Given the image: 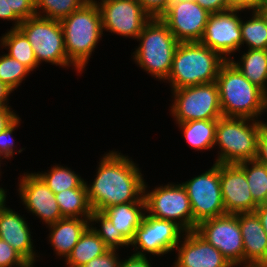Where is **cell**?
I'll use <instances>...</instances> for the list:
<instances>
[{"label":"cell","mask_w":267,"mask_h":267,"mask_svg":"<svg viewBox=\"0 0 267 267\" xmlns=\"http://www.w3.org/2000/svg\"><path fill=\"white\" fill-rule=\"evenodd\" d=\"M121 153L110 151L99 162L92 185L87 184L92 211L102 212L115 205L145 202L144 180L136 163Z\"/></svg>","instance_id":"cell-1"},{"label":"cell","mask_w":267,"mask_h":267,"mask_svg":"<svg viewBox=\"0 0 267 267\" xmlns=\"http://www.w3.org/2000/svg\"><path fill=\"white\" fill-rule=\"evenodd\" d=\"M216 83L222 116L258 120L267 109V95L244 77L230 60L221 66Z\"/></svg>","instance_id":"cell-2"},{"label":"cell","mask_w":267,"mask_h":267,"mask_svg":"<svg viewBox=\"0 0 267 267\" xmlns=\"http://www.w3.org/2000/svg\"><path fill=\"white\" fill-rule=\"evenodd\" d=\"M68 60L82 72L102 37V21L97 1L89 0L80 9L60 20Z\"/></svg>","instance_id":"cell-3"},{"label":"cell","mask_w":267,"mask_h":267,"mask_svg":"<svg viewBox=\"0 0 267 267\" xmlns=\"http://www.w3.org/2000/svg\"><path fill=\"white\" fill-rule=\"evenodd\" d=\"M220 54L200 42L178 44L167 80L172 90L215 82L226 62Z\"/></svg>","instance_id":"cell-4"},{"label":"cell","mask_w":267,"mask_h":267,"mask_svg":"<svg viewBox=\"0 0 267 267\" xmlns=\"http://www.w3.org/2000/svg\"><path fill=\"white\" fill-rule=\"evenodd\" d=\"M137 39L141 43L133 55L136 64L157 79L167 80L180 43L167 24L161 18H151Z\"/></svg>","instance_id":"cell-5"},{"label":"cell","mask_w":267,"mask_h":267,"mask_svg":"<svg viewBox=\"0 0 267 267\" xmlns=\"http://www.w3.org/2000/svg\"><path fill=\"white\" fill-rule=\"evenodd\" d=\"M263 124L264 122L251 118L220 117L216 125L214 145L218 144L221 151L215 163L237 164L255 160L258 136Z\"/></svg>","instance_id":"cell-6"},{"label":"cell","mask_w":267,"mask_h":267,"mask_svg":"<svg viewBox=\"0 0 267 267\" xmlns=\"http://www.w3.org/2000/svg\"><path fill=\"white\" fill-rule=\"evenodd\" d=\"M28 38L37 63L42 61L70 67L64 45V33L60 20L33 16L22 20L18 27Z\"/></svg>","instance_id":"cell-7"},{"label":"cell","mask_w":267,"mask_h":267,"mask_svg":"<svg viewBox=\"0 0 267 267\" xmlns=\"http://www.w3.org/2000/svg\"><path fill=\"white\" fill-rule=\"evenodd\" d=\"M172 91L174 102L172 103L171 114L177 123L213 120L222 117L216 81Z\"/></svg>","instance_id":"cell-8"},{"label":"cell","mask_w":267,"mask_h":267,"mask_svg":"<svg viewBox=\"0 0 267 267\" xmlns=\"http://www.w3.org/2000/svg\"><path fill=\"white\" fill-rule=\"evenodd\" d=\"M144 184L145 212L157 219L174 221L185 232L193 230V214L190 199L182 184H167L146 192Z\"/></svg>","instance_id":"cell-9"},{"label":"cell","mask_w":267,"mask_h":267,"mask_svg":"<svg viewBox=\"0 0 267 267\" xmlns=\"http://www.w3.org/2000/svg\"><path fill=\"white\" fill-rule=\"evenodd\" d=\"M182 185L191 203L193 230L204 220L226 214L220 183V164L214 163L211 169Z\"/></svg>","instance_id":"cell-10"},{"label":"cell","mask_w":267,"mask_h":267,"mask_svg":"<svg viewBox=\"0 0 267 267\" xmlns=\"http://www.w3.org/2000/svg\"><path fill=\"white\" fill-rule=\"evenodd\" d=\"M195 231L217 248L233 267L244 264L243 239L237 214L204 220Z\"/></svg>","instance_id":"cell-11"},{"label":"cell","mask_w":267,"mask_h":267,"mask_svg":"<svg viewBox=\"0 0 267 267\" xmlns=\"http://www.w3.org/2000/svg\"><path fill=\"white\" fill-rule=\"evenodd\" d=\"M102 30L125 37L137 38L152 18L138 0H101L97 3Z\"/></svg>","instance_id":"cell-12"},{"label":"cell","mask_w":267,"mask_h":267,"mask_svg":"<svg viewBox=\"0 0 267 267\" xmlns=\"http://www.w3.org/2000/svg\"><path fill=\"white\" fill-rule=\"evenodd\" d=\"M181 232L185 231L174 221L157 219L146 214L130 242L137 251L133 254L138 256H145L146 252L152 255L167 254L176 248Z\"/></svg>","instance_id":"cell-13"},{"label":"cell","mask_w":267,"mask_h":267,"mask_svg":"<svg viewBox=\"0 0 267 267\" xmlns=\"http://www.w3.org/2000/svg\"><path fill=\"white\" fill-rule=\"evenodd\" d=\"M210 13L195 1H175L160 17L181 42H200Z\"/></svg>","instance_id":"cell-14"},{"label":"cell","mask_w":267,"mask_h":267,"mask_svg":"<svg viewBox=\"0 0 267 267\" xmlns=\"http://www.w3.org/2000/svg\"><path fill=\"white\" fill-rule=\"evenodd\" d=\"M237 12L239 11L229 9L210 14L200 40L202 45L214 50L227 61L231 58H228L230 53L239 51L242 42L241 18L237 16Z\"/></svg>","instance_id":"cell-15"},{"label":"cell","mask_w":267,"mask_h":267,"mask_svg":"<svg viewBox=\"0 0 267 267\" xmlns=\"http://www.w3.org/2000/svg\"><path fill=\"white\" fill-rule=\"evenodd\" d=\"M19 196L32 214L50 225L64 218L57 204L55 194L37 173H27L19 182Z\"/></svg>","instance_id":"cell-16"},{"label":"cell","mask_w":267,"mask_h":267,"mask_svg":"<svg viewBox=\"0 0 267 267\" xmlns=\"http://www.w3.org/2000/svg\"><path fill=\"white\" fill-rule=\"evenodd\" d=\"M220 183L226 214L254 212L258 205L249 190L245 171L238 164H220Z\"/></svg>","instance_id":"cell-17"},{"label":"cell","mask_w":267,"mask_h":267,"mask_svg":"<svg viewBox=\"0 0 267 267\" xmlns=\"http://www.w3.org/2000/svg\"><path fill=\"white\" fill-rule=\"evenodd\" d=\"M177 244V260L173 267H233L222 253L195 230L185 232Z\"/></svg>","instance_id":"cell-18"},{"label":"cell","mask_w":267,"mask_h":267,"mask_svg":"<svg viewBox=\"0 0 267 267\" xmlns=\"http://www.w3.org/2000/svg\"><path fill=\"white\" fill-rule=\"evenodd\" d=\"M5 202L0 203V239L10 244L33 267L38 256L33 250L30 228L20 214L5 207Z\"/></svg>","instance_id":"cell-19"},{"label":"cell","mask_w":267,"mask_h":267,"mask_svg":"<svg viewBox=\"0 0 267 267\" xmlns=\"http://www.w3.org/2000/svg\"><path fill=\"white\" fill-rule=\"evenodd\" d=\"M244 247V267L267 266V234L255 212L237 214Z\"/></svg>","instance_id":"cell-20"},{"label":"cell","mask_w":267,"mask_h":267,"mask_svg":"<svg viewBox=\"0 0 267 267\" xmlns=\"http://www.w3.org/2000/svg\"><path fill=\"white\" fill-rule=\"evenodd\" d=\"M89 218L64 217L56 223L48 225L50 228L49 242L60 257H67L71 254L73 247L89 227Z\"/></svg>","instance_id":"cell-21"},{"label":"cell","mask_w":267,"mask_h":267,"mask_svg":"<svg viewBox=\"0 0 267 267\" xmlns=\"http://www.w3.org/2000/svg\"><path fill=\"white\" fill-rule=\"evenodd\" d=\"M144 210H146L145 202H132L107 207L102 213L111 220L114 228L130 243L146 214L143 213Z\"/></svg>","instance_id":"cell-22"},{"label":"cell","mask_w":267,"mask_h":267,"mask_svg":"<svg viewBox=\"0 0 267 267\" xmlns=\"http://www.w3.org/2000/svg\"><path fill=\"white\" fill-rule=\"evenodd\" d=\"M230 61L244 77L267 95V50L248 49L240 58L241 62L232 58Z\"/></svg>","instance_id":"cell-23"},{"label":"cell","mask_w":267,"mask_h":267,"mask_svg":"<svg viewBox=\"0 0 267 267\" xmlns=\"http://www.w3.org/2000/svg\"><path fill=\"white\" fill-rule=\"evenodd\" d=\"M108 250L109 248L103 240L89 226L78 240V243L73 247L71 254L65 262L68 267H82Z\"/></svg>","instance_id":"cell-24"},{"label":"cell","mask_w":267,"mask_h":267,"mask_svg":"<svg viewBox=\"0 0 267 267\" xmlns=\"http://www.w3.org/2000/svg\"><path fill=\"white\" fill-rule=\"evenodd\" d=\"M55 198L63 217L90 218L92 209L88 201L86 182L79 188L67 189L55 194Z\"/></svg>","instance_id":"cell-25"},{"label":"cell","mask_w":267,"mask_h":267,"mask_svg":"<svg viewBox=\"0 0 267 267\" xmlns=\"http://www.w3.org/2000/svg\"><path fill=\"white\" fill-rule=\"evenodd\" d=\"M218 119L193 120L178 123L188 144L197 150H209L214 147Z\"/></svg>","instance_id":"cell-26"},{"label":"cell","mask_w":267,"mask_h":267,"mask_svg":"<svg viewBox=\"0 0 267 267\" xmlns=\"http://www.w3.org/2000/svg\"><path fill=\"white\" fill-rule=\"evenodd\" d=\"M0 42L3 47H8V55L11 58L18 60L30 71L38 67L39 64L35 58L34 50L28 38L19 28H11L2 36Z\"/></svg>","instance_id":"cell-27"},{"label":"cell","mask_w":267,"mask_h":267,"mask_svg":"<svg viewBox=\"0 0 267 267\" xmlns=\"http://www.w3.org/2000/svg\"><path fill=\"white\" fill-rule=\"evenodd\" d=\"M253 17L246 22L241 20L242 44L249 49L267 50V14L254 10Z\"/></svg>","instance_id":"cell-28"},{"label":"cell","mask_w":267,"mask_h":267,"mask_svg":"<svg viewBox=\"0 0 267 267\" xmlns=\"http://www.w3.org/2000/svg\"><path fill=\"white\" fill-rule=\"evenodd\" d=\"M246 174L249 190L257 205L267 203V166L255 160L237 163ZM251 165V166H248Z\"/></svg>","instance_id":"cell-29"},{"label":"cell","mask_w":267,"mask_h":267,"mask_svg":"<svg viewBox=\"0 0 267 267\" xmlns=\"http://www.w3.org/2000/svg\"><path fill=\"white\" fill-rule=\"evenodd\" d=\"M48 188L54 193H60L67 189L79 188L85 181L74 171L63 166H53L51 170L45 173H37Z\"/></svg>","instance_id":"cell-30"},{"label":"cell","mask_w":267,"mask_h":267,"mask_svg":"<svg viewBox=\"0 0 267 267\" xmlns=\"http://www.w3.org/2000/svg\"><path fill=\"white\" fill-rule=\"evenodd\" d=\"M88 1L89 0H35V12L36 16L42 18L61 20L80 9ZM40 9L43 11L41 12ZM40 12L46 15L43 14L42 16Z\"/></svg>","instance_id":"cell-31"},{"label":"cell","mask_w":267,"mask_h":267,"mask_svg":"<svg viewBox=\"0 0 267 267\" xmlns=\"http://www.w3.org/2000/svg\"><path fill=\"white\" fill-rule=\"evenodd\" d=\"M90 226L92 230L103 240L105 245L109 249H119L118 247L129 246L130 243L123 237V235L114 228L111 220L100 211H92L89 218ZM91 222H97L101 224V229L92 227Z\"/></svg>","instance_id":"cell-32"},{"label":"cell","mask_w":267,"mask_h":267,"mask_svg":"<svg viewBox=\"0 0 267 267\" xmlns=\"http://www.w3.org/2000/svg\"><path fill=\"white\" fill-rule=\"evenodd\" d=\"M31 71L8 54L0 56V81L13 91Z\"/></svg>","instance_id":"cell-33"},{"label":"cell","mask_w":267,"mask_h":267,"mask_svg":"<svg viewBox=\"0 0 267 267\" xmlns=\"http://www.w3.org/2000/svg\"><path fill=\"white\" fill-rule=\"evenodd\" d=\"M7 20L15 21L18 28L22 20L36 16L35 0H5Z\"/></svg>","instance_id":"cell-34"},{"label":"cell","mask_w":267,"mask_h":267,"mask_svg":"<svg viewBox=\"0 0 267 267\" xmlns=\"http://www.w3.org/2000/svg\"><path fill=\"white\" fill-rule=\"evenodd\" d=\"M32 267L13 247L0 239V267Z\"/></svg>","instance_id":"cell-35"},{"label":"cell","mask_w":267,"mask_h":267,"mask_svg":"<svg viewBox=\"0 0 267 267\" xmlns=\"http://www.w3.org/2000/svg\"><path fill=\"white\" fill-rule=\"evenodd\" d=\"M20 119V117H17L10 125H8L7 128L0 132V159L2 156V159H10V156L12 157L13 154L17 153V151L14 152V141L10 139L12 138L11 135L13 131L16 129V127L18 128Z\"/></svg>","instance_id":"cell-36"},{"label":"cell","mask_w":267,"mask_h":267,"mask_svg":"<svg viewBox=\"0 0 267 267\" xmlns=\"http://www.w3.org/2000/svg\"><path fill=\"white\" fill-rule=\"evenodd\" d=\"M116 250L109 249L104 254L95 257L82 267H119L120 261Z\"/></svg>","instance_id":"cell-37"},{"label":"cell","mask_w":267,"mask_h":267,"mask_svg":"<svg viewBox=\"0 0 267 267\" xmlns=\"http://www.w3.org/2000/svg\"><path fill=\"white\" fill-rule=\"evenodd\" d=\"M138 2L152 18H160L168 10L171 0H138Z\"/></svg>","instance_id":"cell-38"},{"label":"cell","mask_w":267,"mask_h":267,"mask_svg":"<svg viewBox=\"0 0 267 267\" xmlns=\"http://www.w3.org/2000/svg\"><path fill=\"white\" fill-rule=\"evenodd\" d=\"M256 160L267 166V123L262 125L258 136Z\"/></svg>","instance_id":"cell-39"},{"label":"cell","mask_w":267,"mask_h":267,"mask_svg":"<svg viewBox=\"0 0 267 267\" xmlns=\"http://www.w3.org/2000/svg\"><path fill=\"white\" fill-rule=\"evenodd\" d=\"M195 2L210 14L228 10L227 0H195Z\"/></svg>","instance_id":"cell-40"},{"label":"cell","mask_w":267,"mask_h":267,"mask_svg":"<svg viewBox=\"0 0 267 267\" xmlns=\"http://www.w3.org/2000/svg\"><path fill=\"white\" fill-rule=\"evenodd\" d=\"M259 0H227L228 10H257Z\"/></svg>","instance_id":"cell-41"},{"label":"cell","mask_w":267,"mask_h":267,"mask_svg":"<svg viewBox=\"0 0 267 267\" xmlns=\"http://www.w3.org/2000/svg\"><path fill=\"white\" fill-rule=\"evenodd\" d=\"M148 261L147 256L131 254L128 259L120 262L119 267H151V264Z\"/></svg>","instance_id":"cell-42"},{"label":"cell","mask_w":267,"mask_h":267,"mask_svg":"<svg viewBox=\"0 0 267 267\" xmlns=\"http://www.w3.org/2000/svg\"><path fill=\"white\" fill-rule=\"evenodd\" d=\"M18 117L11 108H0V132L8 127Z\"/></svg>","instance_id":"cell-43"},{"label":"cell","mask_w":267,"mask_h":267,"mask_svg":"<svg viewBox=\"0 0 267 267\" xmlns=\"http://www.w3.org/2000/svg\"><path fill=\"white\" fill-rule=\"evenodd\" d=\"M12 91L10 87L0 81V108H10L7 104V97Z\"/></svg>","instance_id":"cell-44"},{"label":"cell","mask_w":267,"mask_h":267,"mask_svg":"<svg viewBox=\"0 0 267 267\" xmlns=\"http://www.w3.org/2000/svg\"><path fill=\"white\" fill-rule=\"evenodd\" d=\"M254 212L258 216L261 222V225L263 226V229L265 230L267 234V203L258 205L256 209L254 210Z\"/></svg>","instance_id":"cell-45"},{"label":"cell","mask_w":267,"mask_h":267,"mask_svg":"<svg viewBox=\"0 0 267 267\" xmlns=\"http://www.w3.org/2000/svg\"><path fill=\"white\" fill-rule=\"evenodd\" d=\"M0 19L7 20L5 0H0Z\"/></svg>","instance_id":"cell-46"},{"label":"cell","mask_w":267,"mask_h":267,"mask_svg":"<svg viewBox=\"0 0 267 267\" xmlns=\"http://www.w3.org/2000/svg\"><path fill=\"white\" fill-rule=\"evenodd\" d=\"M257 10L266 12L267 11V0H259Z\"/></svg>","instance_id":"cell-47"},{"label":"cell","mask_w":267,"mask_h":267,"mask_svg":"<svg viewBox=\"0 0 267 267\" xmlns=\"http://www.w3.org/2000/svg\"><path fill=\"white\" fill-rule=\"evenodd\" d=\"M6 192H0V203L3 201V200H6Z\"/></svg>","instance_id":"cell-48"},{"label":"cell","mask_w":267,"mask_h":267,"mask_svg":"<svg viewBox=\"0 0 267 267\" xmlns=\"http://www.w3.org/2000/svg\"><path fill=\"white\" fill-rule=\"evenodd\" d=\"M175 1H195V0H171V3Z\"/></svg>","instance_id":"cell-49"},{"label":"cell","mask_w":267,"mask_h":267,"mask_svg":"<svg viewBox=\"0 0 267 267\" xmlns=\"http://www.w3.org/2000/svg\"><path fill=\"white\" fill-rule=\"evenodd\" d=\"M1 161V160H0ZM0 192H6L3 188H0Z\"/></svg>","instance_id":"cell-50"}]
</instances>
